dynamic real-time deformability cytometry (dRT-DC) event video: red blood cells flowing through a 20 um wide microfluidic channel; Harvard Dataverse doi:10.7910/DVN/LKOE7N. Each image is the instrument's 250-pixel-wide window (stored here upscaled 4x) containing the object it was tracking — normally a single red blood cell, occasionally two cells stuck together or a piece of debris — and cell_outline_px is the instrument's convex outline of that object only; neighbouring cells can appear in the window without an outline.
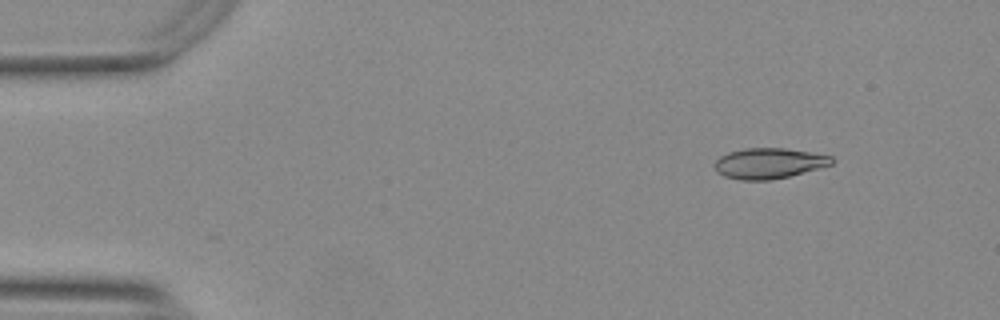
{"species": "Egyptian fruit bat (a non-hibernating species)", "species_latin": "Rousettus aegyptiacus", "temperature_condition": "warm", "stored_images_in_passage": 36, "camera_frame_rate_fps": 3000, "um_per_image_px": 0.085, "animal": {"sex": "female"}, "frame": {"image": 1, "passage_image": 1, "time_ms": 0.0, "image_size_px": [1000, 320], "cell_outline_px": [[836, 160], [832, 164], [788, 176], [768, 180], [740, 180], [724, 176], [716, 172], [716, 160], [720, 156], [728, 152], [744, 148], [784, 148], [832, 156]], "centroid_in_image_um": [65.34, 13.87], "position_along_channel_um": 19.7, "area_um2": 20.63}}
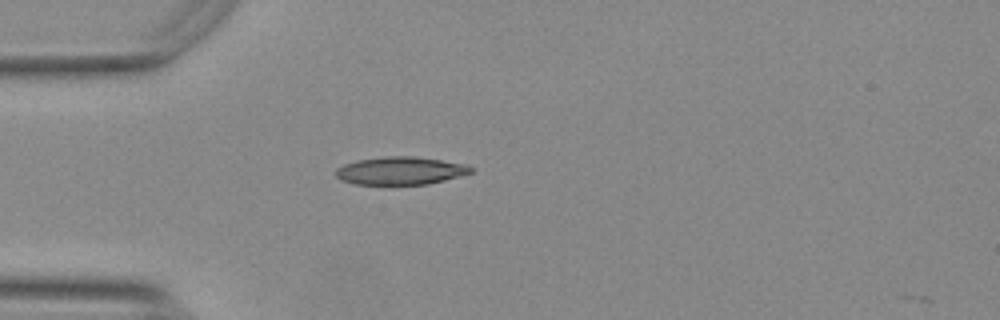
{"frame": {"image": 2, "passage_image": 10, "time_ms": 3.0, "image_size_px": [1000, 320], "cell_outline_px": [[472, 172], [444, 180], [428, 184], [356, 184], [340, 180], [336, 176], [336, 168], [344, 164], [356, 160], [384, 156], [416, 156], [468, 164], [472, 168]], "centroid_in_image_um": [34.02, 14.5], "position_along_channel_um": 51.0, "area_um2": 21.96}}
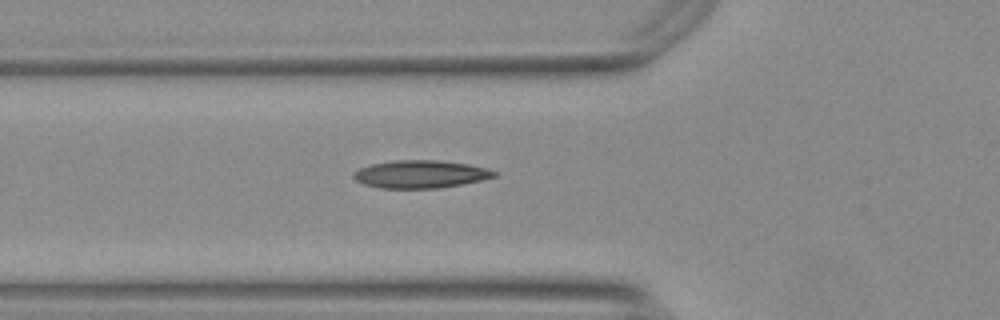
{"frame": {"image": 3, "passage_image": 14, "time_ms": 4.333, "image_size_px": [1000, 320], "cell_outline_px": [[496, 176], [480, 180], [440, 188], [380, 188], [364, 184], [356, 180], [352, 176], [360, 168], [372, 164], [392, 160], [436, 160], [468, 164], [484, 168], [496, 172]], "centroid_in_image_um": [35.71, 14.8], "position_along_channel_um": 90.1, "area_um2": 22.43}}